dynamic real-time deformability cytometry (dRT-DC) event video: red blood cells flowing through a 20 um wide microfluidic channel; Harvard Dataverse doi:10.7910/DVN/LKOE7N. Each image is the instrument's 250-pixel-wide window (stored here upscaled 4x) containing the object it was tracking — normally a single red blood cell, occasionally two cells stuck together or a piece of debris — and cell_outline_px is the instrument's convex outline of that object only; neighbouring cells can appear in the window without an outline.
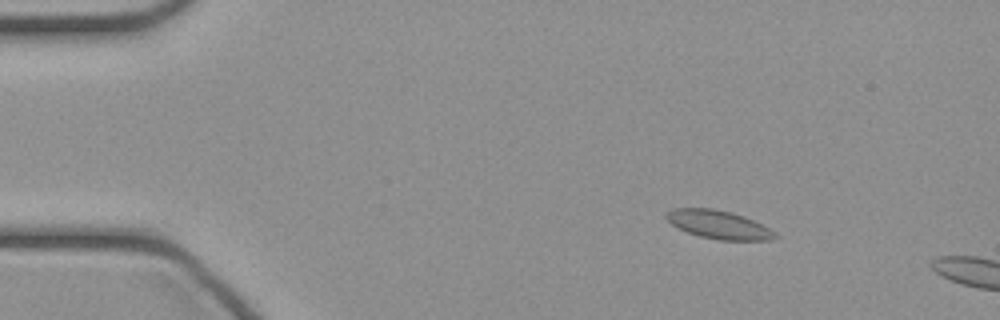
{"species": "common noctule bat (a hibernating species)", "species_latin": "Nyctalus noctula", "temperature_condition": "cold", "stored_images_in_passage": 11, "camera_frame_rate_fps": 3000, "um_per_image_px": 0.085, "animal": {"sex": "female", "body_mass_g": 21.9}, "frame": {"image": 1, "passage_image": 8, "time_ms": 2.333, "image_size_px": [1000, 320], "cell_outline_px": [[780, 236], [768, 240], [720, 240], [700, 236], [688, 232], [672, 224], [664, 216], [672, 208], [712, 208], [732, 212], [744, 216], [776, 232]], "centroid_in_image_um": [61.1, 19.09], "position_along_channel_um": 23.9, "area_um2": 17.8}}